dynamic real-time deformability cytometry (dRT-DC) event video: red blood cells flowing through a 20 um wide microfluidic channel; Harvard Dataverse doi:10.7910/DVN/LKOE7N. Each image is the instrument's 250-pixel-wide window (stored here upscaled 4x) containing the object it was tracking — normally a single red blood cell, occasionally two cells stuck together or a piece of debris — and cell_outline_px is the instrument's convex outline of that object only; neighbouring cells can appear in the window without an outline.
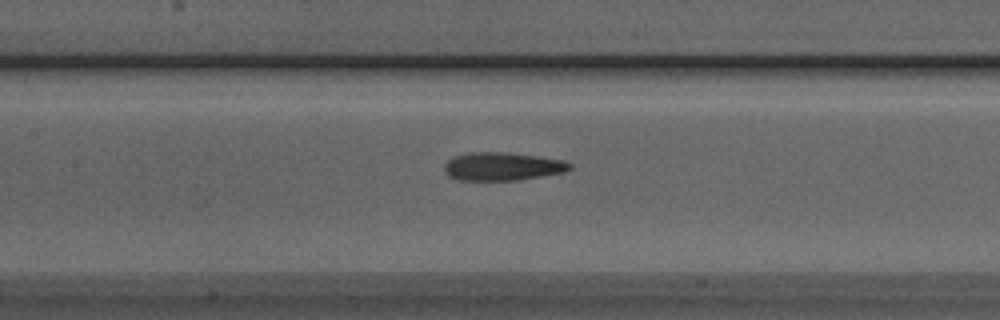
{"species": "Egyptian fruit bat (a non-hibernating species)", "species_latin": "Rousettus aegyptiacus", "temperature_condition": "room temperature", "stored_images_in_passage": 51, "camera_frame_rate_fps": 3000, "um_per_image_px": 0.085, "animal": {"sex": "male"}, "frame": {"image": 1, "passage_image": 23, "time_ms": 7.333, "image_size_px": [1000, 320], "cell_outline_px": [[572, 168], [564, 172], [520, 180], [456, 180], [448, 176], [444, 172], [444, 164], [452, 156], [468, 152], [508, 152], [564, 160], [572, 164]], "centroid_in_image_um": [42.67, 14.14], "position_along_channel_um": 164.7, "area_um2": 20.87}}
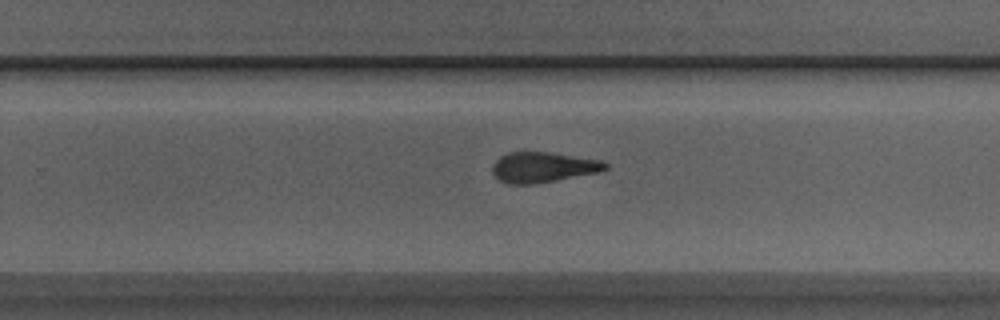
{"frame": {"image": 2, "passage_image": 32, "time_ms": 10.333, "image_size_px": [1000, 320], "cell_outline_px": [[608, 168], [600, 172], [556, 180], [532, 184], [508, 184], [500, 180], [492, 172], [492, 164], [500, 156], [508, 152], [548, 152], [600, 160], [608, 164]], "centroid_in_image_um": [46.14, 14.21], "position_along_channel_um": 283.7, "area_um2": 19.88}}
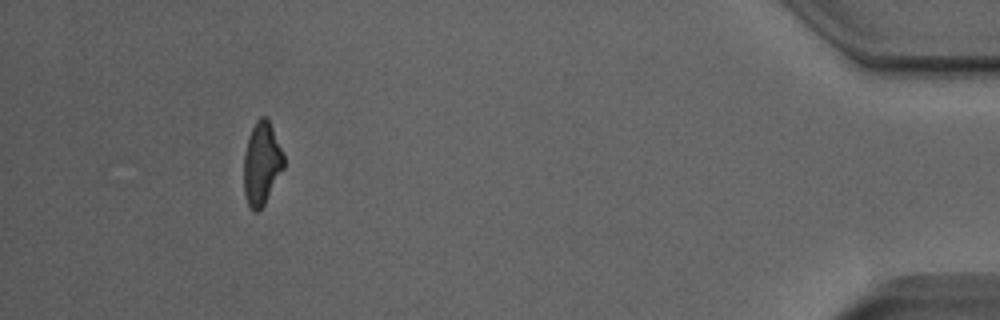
{"frame": {"image": 3, "passage_image": 47, "time_ms": 15.333, "image_size_px": [1000, 320], "cell_outline_px": [[284, 168], [264, 204], [256, 212], [252, 212], [244, 196], [244, 152], [248, 136], [256, 120], [260, 116], [268, 116], [284, 156]], "centroid_in_image_um": [22.23, 13.87], "position_along_channel_um": 413.0, "area_um2": 19.42}, "authors_computed_cell_mechanics": {"area_um2": 20.4612, "velocity_mm_per_s": 3.9814, "shape_relaxation_time_tau1_ms": 9.2543, "shape_relaxation_time_tau2_ms": 3.0146, "deformation_change_tau1": 0.2561, "deformation_change_tau2": 0.1384}}